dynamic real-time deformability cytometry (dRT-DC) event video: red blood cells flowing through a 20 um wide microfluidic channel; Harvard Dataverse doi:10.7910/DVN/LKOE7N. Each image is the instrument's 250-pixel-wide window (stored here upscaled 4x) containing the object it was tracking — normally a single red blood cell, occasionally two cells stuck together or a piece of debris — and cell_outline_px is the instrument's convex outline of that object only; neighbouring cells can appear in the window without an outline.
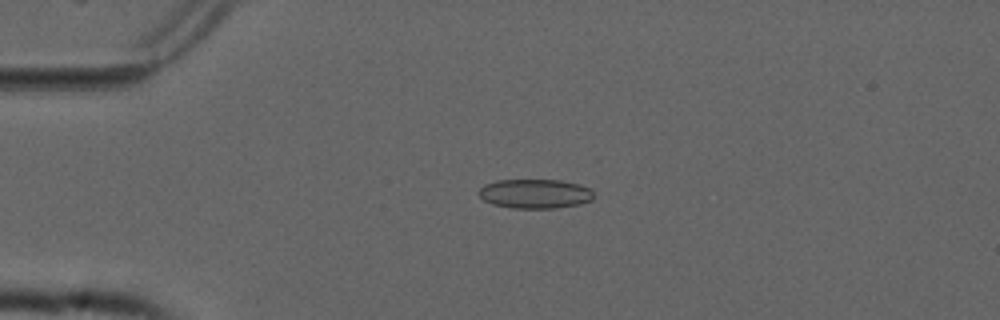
{"species": "common noctule bat (a hibernating species)", "species_latin": "Nyctalus noctula", "temperature_condition": "cold", "stored_images_in_passage": 38, "camera_frame_rate_fps": 3000, "um_per_image_px": 0.085, "animal": {"sex": "male", "forearm_length_mm": 52.5}, "frame": {"image": 1, "passage_image": 4, "time_ms": 1.0, "image_size_px": [1000, 320], "cell_outline_px": [[592, 200], [580, 204], [556, 208], [512, 208], [492, 204], [484, 200], [476, 192], [484, 184], [496, 180], [560, 180], [580, 184], [588, 188], [592, 192]], "centroid_in_image_um": [45.44, 16.46], "position_along_channel_um": 39.6, "area_um2": 19.71}}
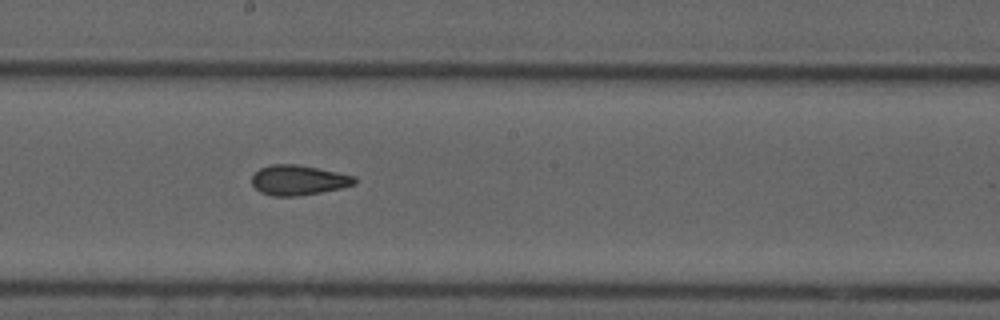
{"frame": {"image": 2, "passage_image": 21, "time_ms": 6.667, "image_size_px": [1000, 320], "cell_outline_px": [[356, 184], [340, 188], [320, 192], [296, 196], [272, 196], [260, 192], [252, 184], [252, 176], [260, 168], [272, 164], [296, 164], [316, 168], [352, 176], [356, 180]], "centroid_in_image_um": [25.31, 15.32], "position_along_channel_um": 222.9, "area_um2": 17.63}}
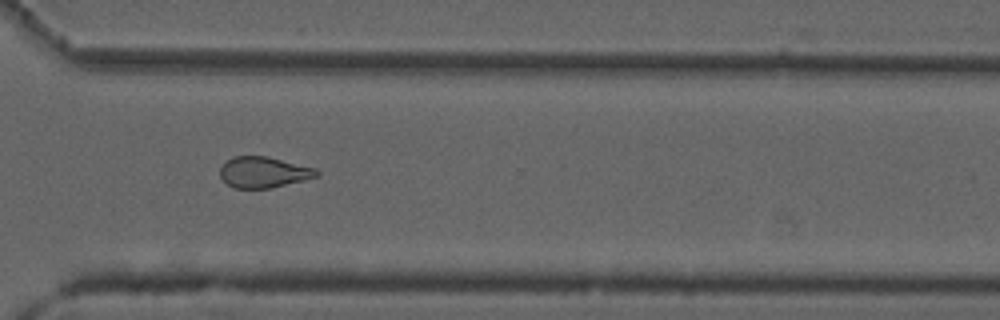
{"frame": {"image": 3, "passage_image": 31, "time_ms": 10.0, "image_size_px": [1000, 320], "cell_outline_px": [[320, 176], [304, 180], [268, 188], [232, 188], [220, 176], [220, 168], [232, 156], [268, 156], [316, 168], [320, 172]], "centroid_in_image_um": [22.43, 14.63], "position_along_channel_um": 348.2, "area_um2": 17.4}, "authors_computed_cell_mechanics": {"area_um2": 18.207, "velocity_mm_per_s": 3.7726, "shape_relaxation_time_tau1_ms": null, "shape_relaxation_time_tau2_ms": 2.4494, "deformation_change_tau1": null, "deformation_change_tau2": 0.0809}}